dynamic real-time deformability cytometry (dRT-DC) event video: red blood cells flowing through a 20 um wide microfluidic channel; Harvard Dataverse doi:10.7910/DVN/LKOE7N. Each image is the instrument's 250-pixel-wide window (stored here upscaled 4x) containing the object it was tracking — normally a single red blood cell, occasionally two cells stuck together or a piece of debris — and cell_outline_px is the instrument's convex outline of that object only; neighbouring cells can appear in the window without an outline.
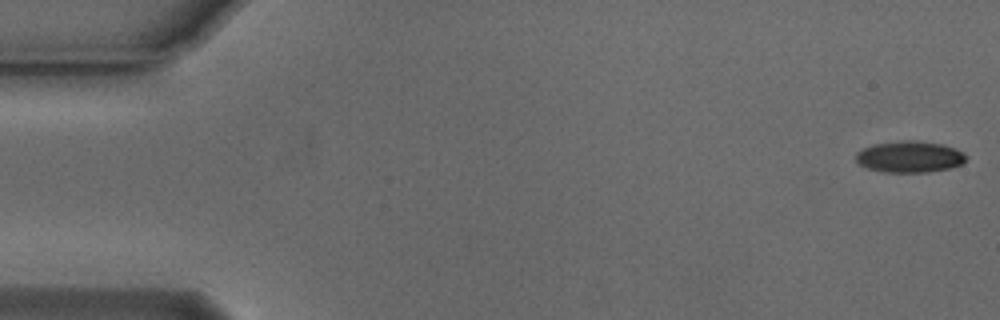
{"species": "Egyptian fruit bat (a non-hibernating species)", "species_latin": "Rousettus aegyptiacus", "temperature_condition": "cold", "stored_images_in_passage": 54, "camera_frame_rate_fps": 3000, "um_per_image_px": 0.085, "animal": {"sex": "male"}, "frame": {"image": 1, "passage_image": 1, "time_ms": 0.0, "image_size_px": [1000, 320], "cell_outline_px": [[968, 156], [960, 164], [948, 168], [924, 172], [884, 172], [868, 168], [860, 164], [856, 160], [856, 152], [872, 144], [908, 140], [912, 140], [940, 144], [964, 152]], "centroid_in_image_um": [77.29, 13.32], "position_along_channel_um": 7.7, "area_um2": 19.83}}
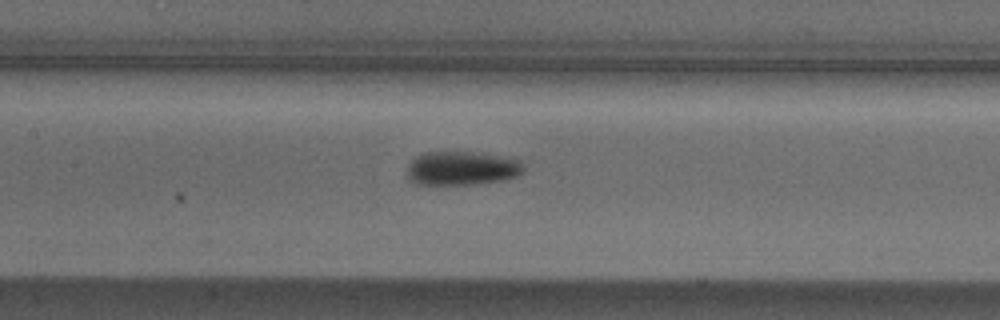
{"frame": {"image": 2, "passage_image": 25, "time_ms": 8.0, "image_size_px": [1000, 320], "cell_outline_px": [[524, 172], [516, 176], [500, 180], [472, 184], [416, 184], [408, 180], [408, 164], [416, 156], [424, 152], [464, 152], [520, 160], [524, 168]], "centroid_in_image_um": [39.19, 14.31], "position_along_channel_um": 168.2, "area_um2": 22.48}}
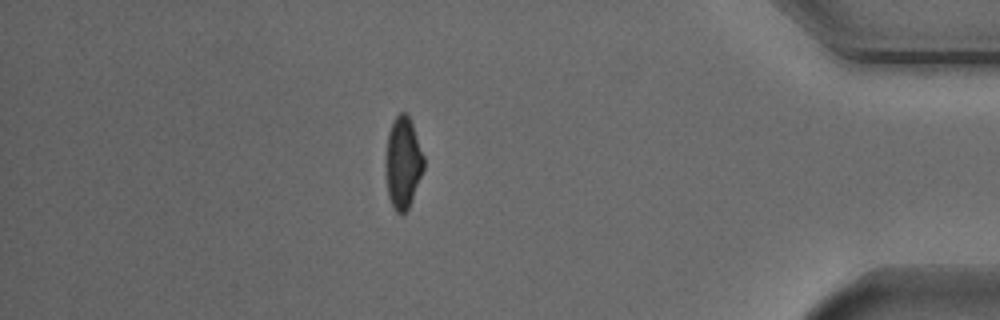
{"frame": {"image": 3, "passage_image": 47, "time_ms": 15.333, "image_size_px": [1000, 320], "cell_outline_px": [[424, 168], [412, 200], [408, 208], [404, 212], [396, 212], [392, 208], [388, 196], [384, 164], [384, 160], [388, 132], [396, 116], [400, 112], [404, 112], [408, 116], [412, 124], [424, 156]], "centroid_in_image_um": [34.22, 13.85], "position_along_channel_um": 401.0, "area_um2": 20.46}, "authors_computed_cell_mechanics": {"area_um2": 21.2415, "velocity_mm_per_s": 3.7654, "shape_relaxation_time_tau1_ms": 4.0467, "shape_relaxation_time_tau2_ms": 3.9434, "deformation_change_tau1": 0.1352, "deformation_change_tau2": 0.0866}}